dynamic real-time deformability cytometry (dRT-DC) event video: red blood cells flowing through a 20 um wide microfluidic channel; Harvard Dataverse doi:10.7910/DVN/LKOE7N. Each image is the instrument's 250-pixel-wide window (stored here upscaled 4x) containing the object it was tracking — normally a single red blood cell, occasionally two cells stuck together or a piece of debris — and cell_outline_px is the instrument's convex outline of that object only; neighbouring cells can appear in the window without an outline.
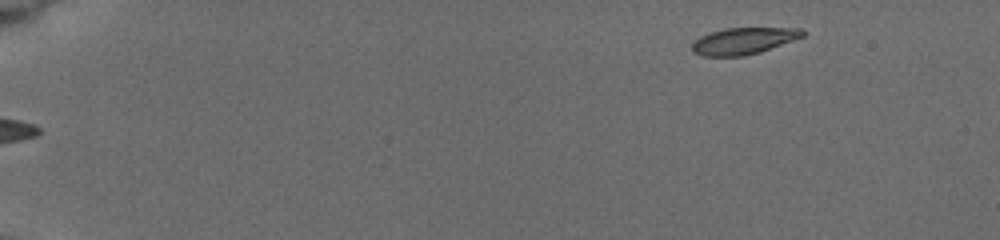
{"species": "common noctule bat (a hibernating species)", "species_latin": "Nyctalus noctula", "temperature_condition": "cold", "stored_images_in_passage": 7, "segment_of_instrument_passage": [2, 2], "camera_frame_rate_fps": 3000, "um_per_image_px": 0.085, "animal": {"sex": "female", "body_mass_g": 19.5, "forearm_length_mm": 54.1}, "frame": {"image": 1, "passage_image": 7, "time_ms": 6.333, "image_size_px": [1000, 240], "cell_outline_px": [[804, 36], [760, 52], [744, 56], [704, 56], [692, 52], [692, 44], [700, 36], [724, 28], [800, 28], [804, 32]], "centroid_in_image_um": [63.18, 3.48], "position_along_channel_um": 21.8, "area_um2": 16.99}}